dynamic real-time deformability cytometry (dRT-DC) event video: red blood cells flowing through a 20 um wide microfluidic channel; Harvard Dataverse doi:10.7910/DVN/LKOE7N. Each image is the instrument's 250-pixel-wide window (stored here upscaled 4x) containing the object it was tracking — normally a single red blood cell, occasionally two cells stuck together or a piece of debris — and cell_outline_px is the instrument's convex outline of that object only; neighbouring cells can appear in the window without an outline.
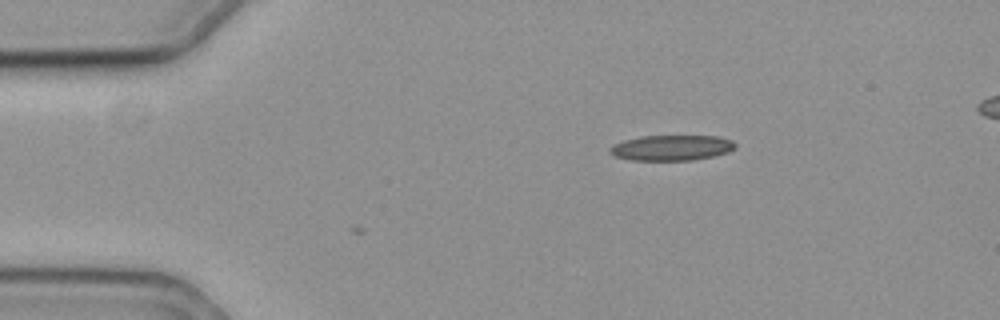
{"species": "common noctule bat (a hibernating species)", "species_latin": "Nyctalus noctula", "temperature_condition": "cold", "stored_images_in_passage": 2, "camera_frame_rate_fps": 3000, "um_per_image_px": 0.085, "animal": {"sex": "female", "body_mass_g": 19.3, "forearm_length_mm": 54.1}, "frame": {"image": 1, "passage_image": 1, "time_ms": 0.0, "image_size_px": [1000, 320], "cell_outline_px": [[736, 148], [728, 152], [712, 156], [692, 160], [632, 160], [616, 156], [608, 152], [608, 148], [612, 144], [624, 140], [640, 136], [716, 136], [732, 140], [736, 144]], "centroid_in_image_um": [57.06, 12.55], "position_along_channel_um": 27.9, "area_um2": 18.61}}